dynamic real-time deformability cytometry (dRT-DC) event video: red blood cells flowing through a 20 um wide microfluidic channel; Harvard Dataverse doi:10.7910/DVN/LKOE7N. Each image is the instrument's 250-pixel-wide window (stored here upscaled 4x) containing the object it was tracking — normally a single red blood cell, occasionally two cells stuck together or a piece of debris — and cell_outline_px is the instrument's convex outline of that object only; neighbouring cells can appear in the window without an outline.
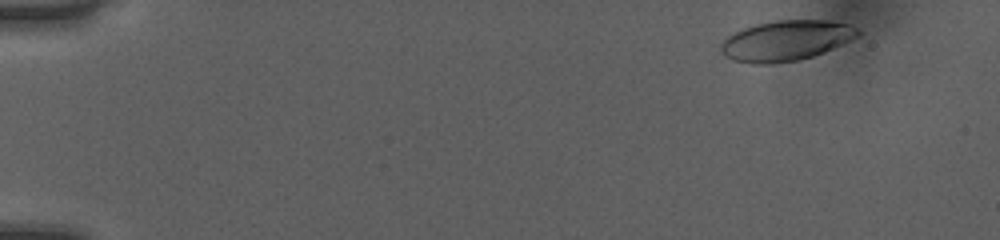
{"species": "human", "species_latin": "Homo sapiens", "temperature_condition": "room temperature", "stored_images_in_passage": 47, "camera_frame_rate_fps": 3000, "um_per_image_px": 0.085, "donor": {"sex": "female"}, "frame": {"image": 1, "passage_image": 1, "time_ms": 0.0, "image_size_px": [1000, 240], "cell_outline_px": [[864, 32], [860, 36], [832, 48], [812, 56], [796, 60], [772, 64], [752, 64], [732, 60], [724, 56], [720, 52], [720, 44], [732, 32], [756, 24], [776, 20], [828, 20], [848, 24], [860, 28]], "centroid_in_image_um": [66.81, 3.44], "position_along_channel_um": 18.2, "area_um2": 32.43}}
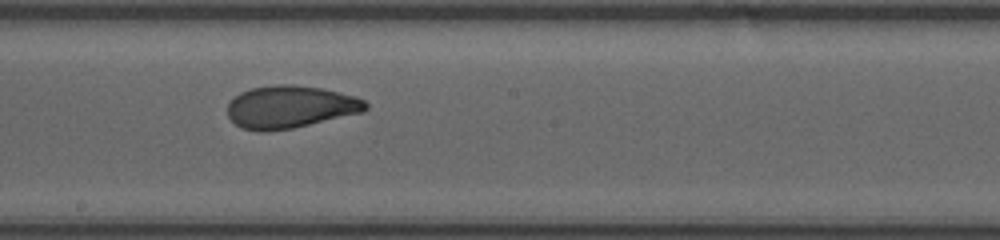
{"frame": {"image": 2, "passage_image": 26, "time_ms": 8.333, "image_size_px": [1000, 240], "cell_outline_px": [[368, 108], [364, 112], [292, 128], [264, 132], [256, 132], [240, 128], [228, 116], [228, 104], [240, 92], [252, 88], [276, 84], [292, 84], [324, 88], [356, 96], [364, 100], [368, 104]], "centroid_in_image_um": [24.68, 9.09], "position_along_channel_um": 223.5, "area_um2": 34.45}}
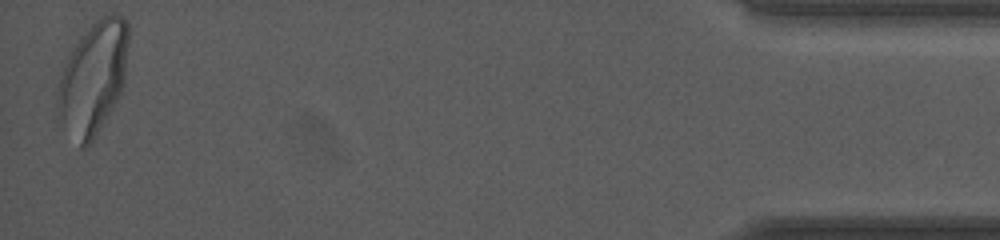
{"frame": {"image": 3, "passage_image": 47, "time_ms": 15.333, "image_size_px": [1000, 240], "cell_outline_px": [[128, 44], [124, 84], [120, 96], [92, 140], [84, 148], [80, 148], [56, 116], [56, 92], [60, 76], [68, 56], [76, 44], [88, 28], [104, 12], [116, 12], [128, 20]], "centroid_in_image_um": [7.92, 6.6], "position_along_channel_um": 427.3, "area_um2": 46.82}, "authors_computed_cell_mechanics": {"area_um2": 34.102, "velocity_mm_per_s": 4.0411, "shape_relaxation_time_tau1_ms": 4.6827, "shape_relaxation_time_tau2_ms": 1.0287, "deformation_change_tau1": 0.1645, "deformation_change_tau2": 0.0673}}